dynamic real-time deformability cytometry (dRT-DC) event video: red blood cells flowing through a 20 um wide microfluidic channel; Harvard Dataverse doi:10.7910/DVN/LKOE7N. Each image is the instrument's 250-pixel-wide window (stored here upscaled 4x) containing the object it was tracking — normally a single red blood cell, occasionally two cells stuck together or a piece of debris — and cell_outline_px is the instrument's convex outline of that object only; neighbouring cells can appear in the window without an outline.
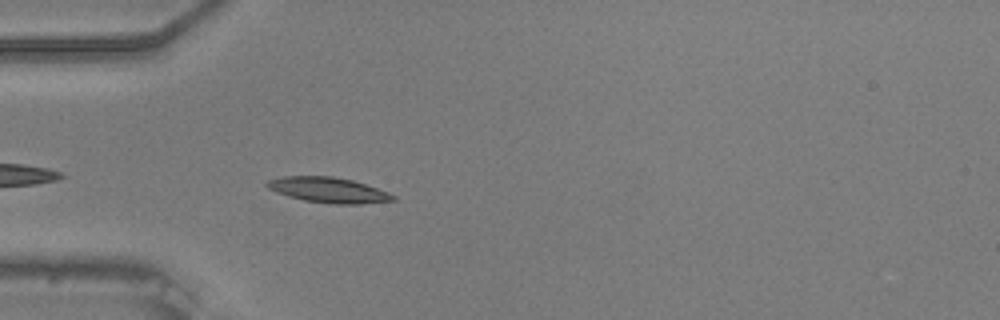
{"species": "common noctule bat (a hibernating species)", "species_latin": "Nyctalus noctula", "temperature_condition": "warm", "stored_images_in_passage": 35, "camera_frame_rate_fps": 3000, "um_per_image_px": 0.085, "animal": {"sex": "male", "body_mass_g": 20.5, "forearm_length_mm": 52.5}, "frame": {"image": 1, "passage_image": 4, "time_ms": 1.0, "image_size_px": [1000, 320], "cell_outline_px": [[396, 200], [360, 204], [332, 204], [304, 200], [288, 196], [276, 192], [268, 188], [264, 184], [268, 180], [284, 176], [332, 176], [352, 180], [388, 192], [396, 196]], "centroid_in_image_um": [27.9, 16.15], "position_along_channel_um": 57.1, "area_um2": 18.55}}
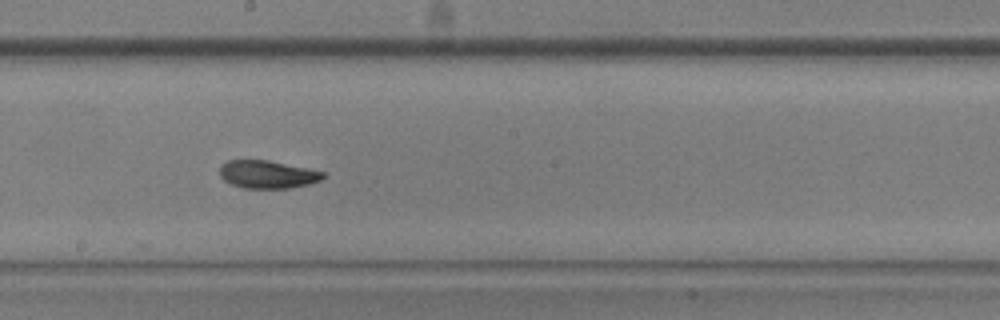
{"frame": {"image": 2, "passage_image": 18, "time_ms": 5.667, "image_size_px": [1000, 320], "cell_outline_px": [[324, 176], [320, 180], [308, 184], [292, 188], [244, 188], [232, 184], [224, 180], [220, 176], [220, 168], [228, 160], [268, 160], [308, 168], [324, 172]], "centroid_in_image_um": [22.74, 14.82], "position_along_channel_um": 225.5, "area_um2": 16.65}}
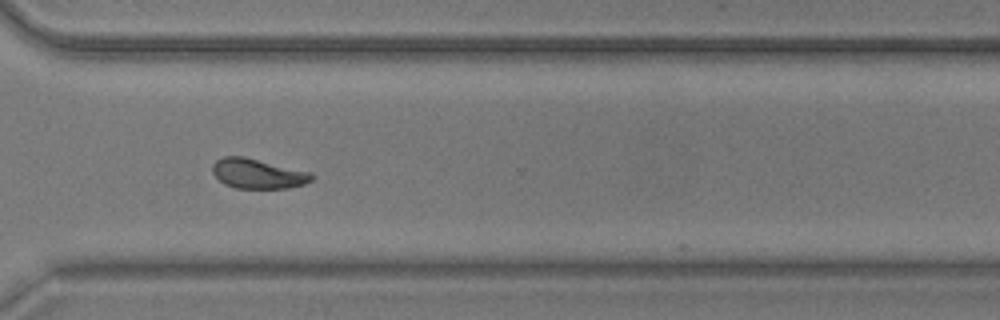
{"frame": {"image": 3, "passage_image": 28, "time_ms": 9.0, "image_size_px": [1000, 320], "cell_outline_px": [[316, 176], [312, 180], [304, 184], [288, 188], [236, 188], [224, 184], [212, 172], [212, 164], [216, 160], [224, 156], [244, 156], [312, 172]], "centroid_in_image_um": [21.94, 14.75], "position_along_channel_um": 348.7, "area_um2": 17.4}, "authors_computed_cell_mechanics": {"area_um2": 17.2822, "velocity_mm_per_s": 3.7075, "shape_relaxation_time_tau1_ms": 3.0847, "shape_relaxation_time_tau2_ms": 2.5278, "deformation_change_tau1": 0.1331, "deformation_change_tau2": 0.0771}}